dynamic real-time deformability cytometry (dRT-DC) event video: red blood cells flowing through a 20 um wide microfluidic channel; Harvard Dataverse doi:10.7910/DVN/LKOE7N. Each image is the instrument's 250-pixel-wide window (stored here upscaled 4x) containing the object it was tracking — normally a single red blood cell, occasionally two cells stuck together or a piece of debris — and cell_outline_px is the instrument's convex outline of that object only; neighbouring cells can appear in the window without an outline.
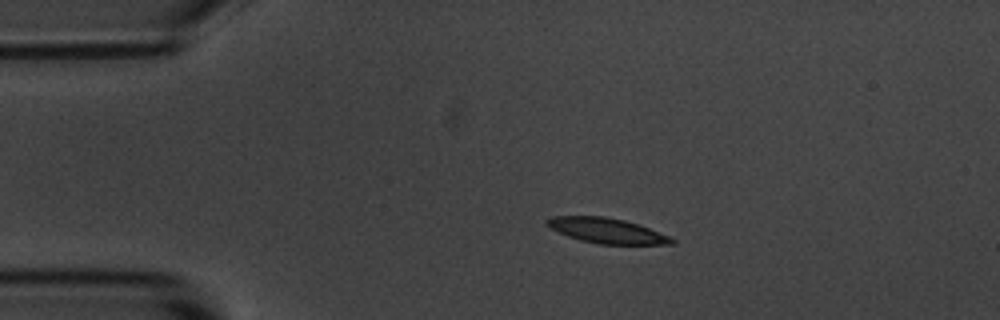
{"species": "common noctule bat (a hibernating species)", "species_latin": "Nyctalus noctula", "temperature_condition": "room temperature", "stored_images_in_passage": 2, "camera_frame_rate_fps": 3000, "um_per_image_px": 0.085, "animal": {"sex": "male", "body_mass_g": 20.1, "forearm_length_mm": 53.5}, "frame": {"image": 1, "passage_image": 1, "time_ms": 0.0, "image_size_px": [1000, 320], "cell_outline_px": [[676, 244], [596, 244], [580, 240], [568, 236], [552, 228], [544, 220], [552, 216], [604, 216], [624, 220], [640, 224], [668, 236], [676, 240]], "centroid_in_image_um": [51.6, 19.6], "position_along_channel_um": 33.4, "area_um2": 18.21}}